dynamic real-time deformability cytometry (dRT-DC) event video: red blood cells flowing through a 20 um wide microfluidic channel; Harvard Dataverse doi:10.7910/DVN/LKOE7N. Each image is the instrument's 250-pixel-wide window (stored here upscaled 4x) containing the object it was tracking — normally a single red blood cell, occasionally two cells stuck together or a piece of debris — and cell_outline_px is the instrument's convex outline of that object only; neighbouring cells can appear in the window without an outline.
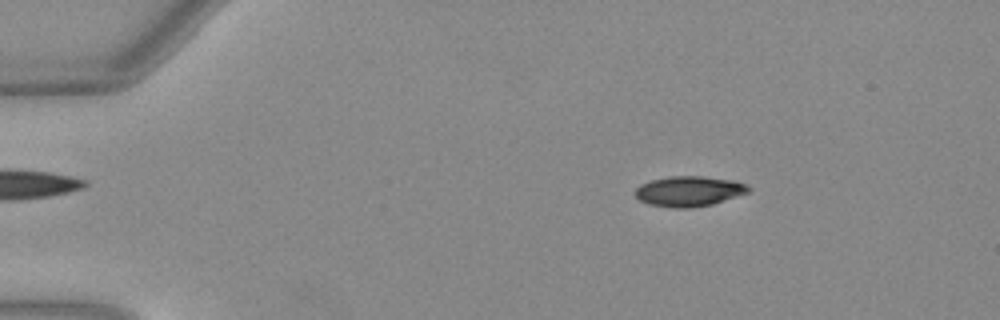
{"species": "Egyptian fruit bat (a non-hibernating species)", "species_latin": "Rousettus aegyptiacus", "temperature_condition": "warm", "stored_images_in_passage": 46, "camera_frame_rate_fps": 3000, "um_per_image_px": 0.085, "animal": {"sex": "female"}, "frame": {"image": 1, "passage_image": 3, "time_ms": 0.667, "image_size_px": [1000, 320], "cell_outline_px": [[752, 188], [748, 192], [712, 204], [692, 208], [672, 208], [648, 204], [640, 200], [632, 192], [640, 184], [652, 180], [668, 176], [704, 176], [732, 180], [748, 184]], "centroid_in_image_um": [58.54, 16.25], "position_along_channel_um": 26.5, "area_um2": 20.11}}
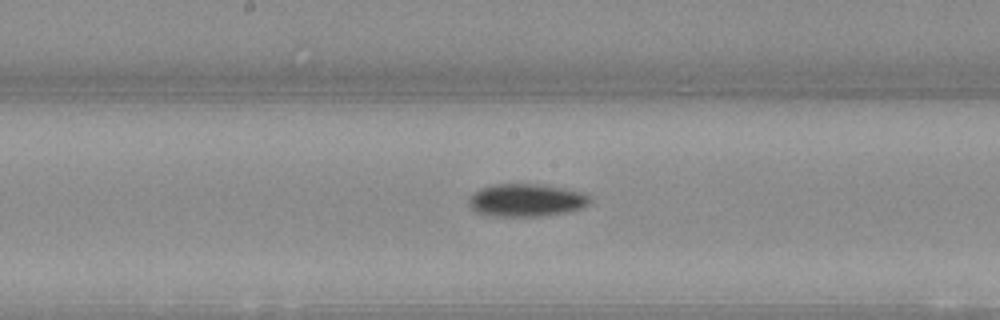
{"frame": {"image": 2, "passage_image": 22, "time_ms": 7.0, "image_size_px": [1000, 320], "cell_outline_px": [[592, 200], [584, 208], [568, 212], [548, 216], [496, 216], [476, 212], [472, 208], [468, 200], [480, 188], [496, 184], [548, 184], [580, 192], [588, 196]], "centroid_in_image_um": [44.79, 17.02], "position_along_channel_um": 203.4, "area_um2": 23.18}}
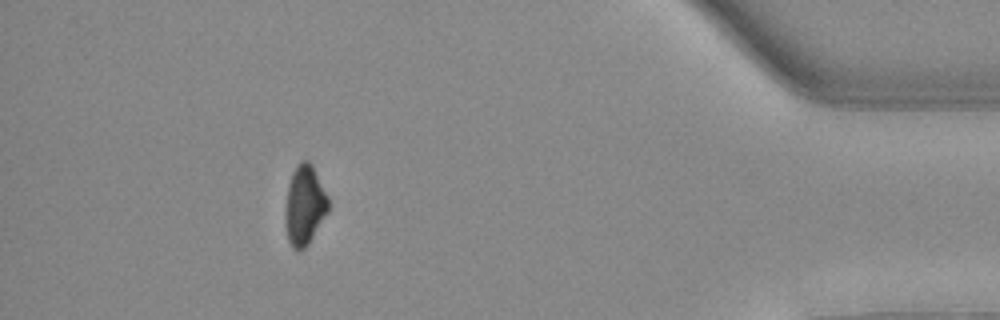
{"frame": {"image": 3, "passage_image": 41, "time_ms": 13.333, "image_size_px": [1000, 320], "cell_outline_px": [[328, 212], [308, 244], [304, 248], [292, 248], [288, 240], [284, 224], [284, 212], [288, 184], [292, 172], [300, 160], [308, 160], [312, 164], [328, 196]], "centroid_in_image_um": [25.87, 17.42], "position_along_channel_um": 409.3, "area_um2": 20.11}, "authors_computed_cell_mechanics": {"area_um2": 20.6635, "velocity_mm_per_s": 4.0406, "shape_relaxation_time_tau1_ms": 4.3851, "shape_relaxation_time_tau2_ms": null, "deformation_change_tau1": 0.1568, "deformation_change_tau2": null}}